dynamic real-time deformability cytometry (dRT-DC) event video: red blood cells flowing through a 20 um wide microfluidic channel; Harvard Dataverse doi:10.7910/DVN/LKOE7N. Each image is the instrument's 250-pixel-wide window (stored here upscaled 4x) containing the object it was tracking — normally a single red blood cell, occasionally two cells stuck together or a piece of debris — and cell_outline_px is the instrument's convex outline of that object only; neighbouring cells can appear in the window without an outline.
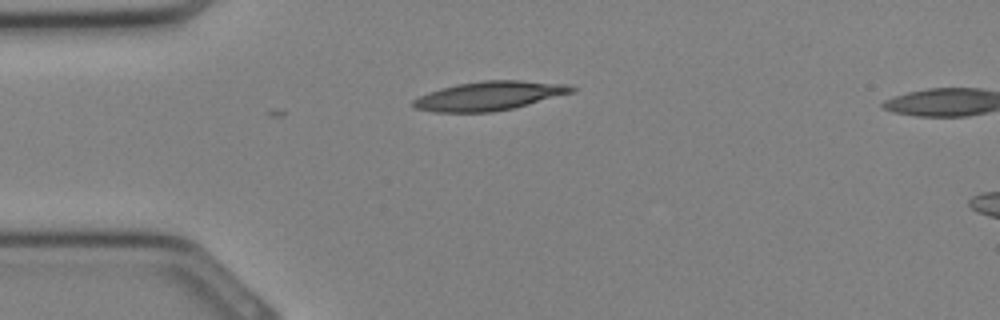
{"species": "Egyptian fruit bat (a non-hibernating species)", "species_latin": "Rousettus aegyptiacus", "temperature_condition": "cold", "stored_images_in_passage": 5, "camera_frame_rate_fps": 3000, "um_per_image_px": 0.085, "animal": {"sex": "female"}, "frame": {"image": 1, "passage_image": 1, "time_ms": 0.0, "image_size_px": [1000, 320], "cell_outline_px": [[576, 92], [512, 108], [492, 112], [432, 112], [412, 108], [412, 100], [428, 92], [440, 88], [456, 84], [484, 80], [520, 80], [568, 84], [576, 88]], "centroid_in_image_um": [41.58, 8.14], "position_along_channel_um": 43.4, "area_um2": 26.93}}
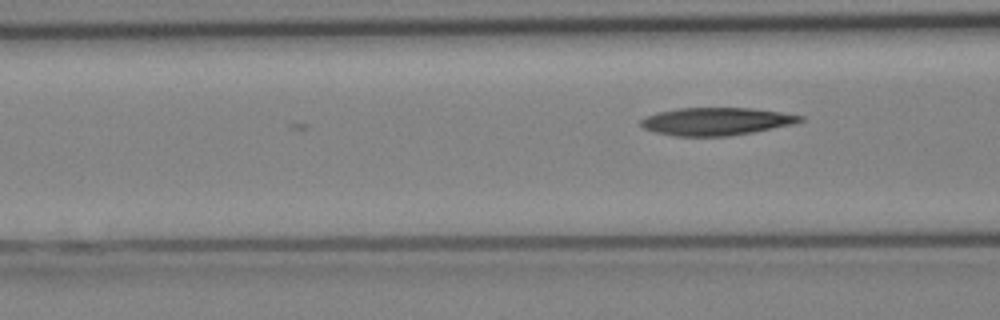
{"frame": {"image": 2, "passage_image": 5, "time_ms": 1.333, "image_size_px": [1000, 320], "cell_outline_px": [[804, 120], [792, 124], [752, 132], [728, 136], [676, 136], [656, 132], [644, 128], [640, 124], [640, 120], [644, 116], [656, 112], [680, 108], [752, 108], [780, 112], [804, 116]], "centroid_in_image_um": [60.84, 10.31], "position_along_channel_um": 105.8, "area_um2": 25.61}}